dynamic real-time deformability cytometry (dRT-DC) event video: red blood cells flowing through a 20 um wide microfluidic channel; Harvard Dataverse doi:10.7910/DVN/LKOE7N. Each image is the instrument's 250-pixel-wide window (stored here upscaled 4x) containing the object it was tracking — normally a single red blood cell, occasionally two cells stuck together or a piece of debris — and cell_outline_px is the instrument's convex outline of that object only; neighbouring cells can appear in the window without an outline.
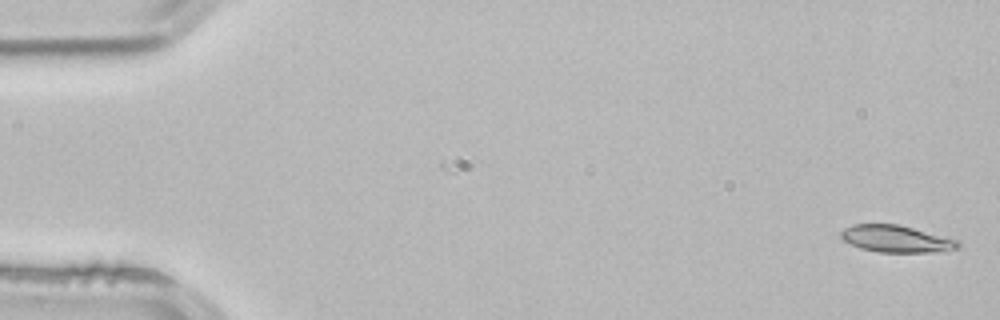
{"species": "common noctule bat (a hibernating species)", "species_latin": "Nyctalus noctula", "temperature_condition": "room temperature", "stored_images_in_passage": 4, "camera_frame_rate_fps": 3000, "um_per_image_px": 0.085, "animal": {"sex": "male", "body_mass_g": 21.5, "forearm_length_mm": 52.0}, "frame": {"image": 1, "passage_image": 1, "time_ms": 0.0, "image_size_px": [1000, 320], "cell_outline_px": [[960, 248], [936, 252], [880, 252], [860, 248], [844, 240], [840, 236], [840, 232], [844, 228], [852, 224], [900, 224], [960, 240]], "centroid_in_image_um": [76.22, 20.29], "position_along_channel_um": 8.8, "area_um2": 18.55}}
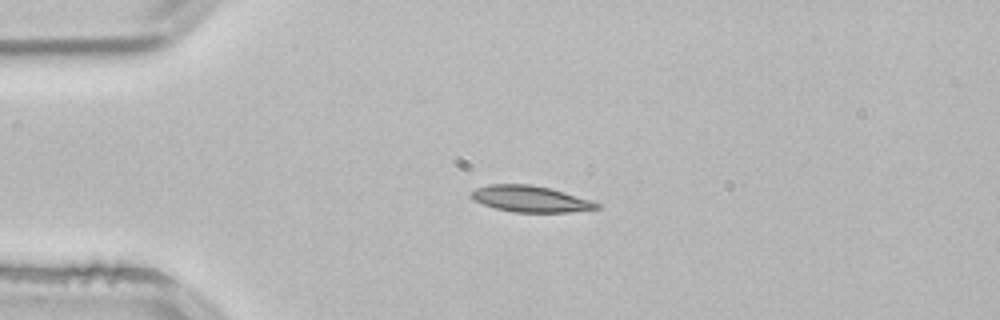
{"frame": {"image": 2, "passage_image": 3, "time_ms": 0.667, "image_size_px": [1000, 320], "cell_outline_px": [[600, 208], [572, 212], [512, 212], [496, 208], [472, 200], [468, 196], [468, 192], [476, 188], [488, 184], [528, 184], [548, 188], [592, 200], [600, 204]], "centroid_in_image_um": [45.03, 16.91], "position_along_channel_um": 40.0, "area_um2": 19.25}}
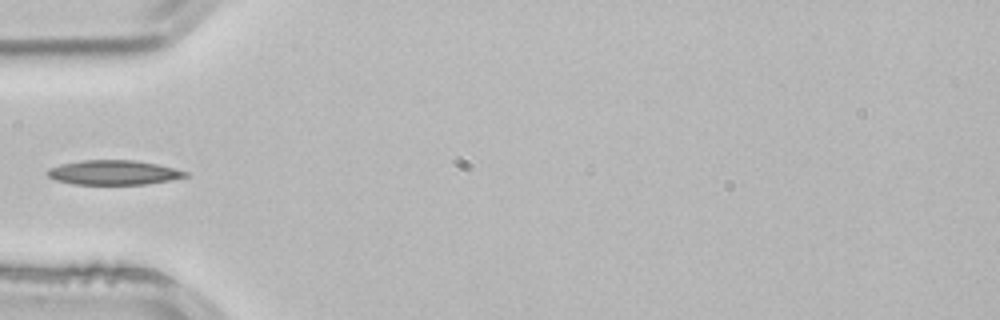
{"frame": {"image": 3, "passage_image": 4, "time_ms": 1.0, "image_size_px": [1000, 320], "cell_outline_px": [[188, 176], [168, 180], [144, 184], [72, 184], [56, 180], [48, 176], [44, 172], [48, 168], [60, 164], [80, 160], [136, 160], [156, 164], [188, 172]], "centroid_in_image_um": [9.58, 14.65], "position_along_channel_um": 75.4, "area_um2": 19.65}}